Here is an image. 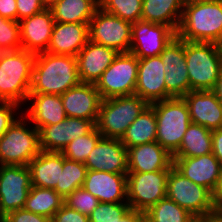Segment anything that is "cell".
Listing matches in <instances>:
<instances>
[{
	"instance_id": "4316f807",
	"label": "cell",
	"mask_w": 222,
	"mask_h": 222,
	"mask_svg": "<svg viewBox=\"0 0 222 222\" xmlns=\"http://www.w3.org/2000/svg\"><path fill=\"white\" fill-rule=\"evenodd\" d=\"M31 173L32 186L54 189L60 185L63 168L61 152L41 151L28 164Z\"/></svg>"
},
{
	"instance_id": "ac0fdd59",
	"label": "cell",
	"mask_w": 222,
	"mask_h": 222,
	"mask_svg": "<svg viewBox=\"0 0 222 222\" xmlns=\"http://www.w3.org/2000/svg\"><path fill=\"white\" fill-rule=\"evenodd\" d=\"M173 166L187 179L207 188L212 194L222 171V166L213 153L197 157H173Z\"/></svg>"
},
{
	"instance_id": "8992f818",
	"label": "cell",
	"mask_w": 222,
	"mask_h": 222,
	"mask_svg": "<svg viewBox=\"0 0 222 222\" xmlns=\"http://www.w3.org/2000/svg\"><path fill=\"white\" fill-rule=\"evenodd\" d=\"M156 115V141L173 155L191 124L187 103L182 97L170 98L150 104Z\"/></svg>"
},
{
	"instance_id": "1f68e13d",
	"label": "cell",
	"mask_w": 222,
	"mask_h": 222,
	"mask_svg": "<svg viewBox=\"0 0 222 222\" xmlns=\"http://www.w3.org/2000/svg\"><path fill=\"white\" fill-rule=\"evenodd\" d=\"M63 205L64 198L54 189L32 186L24 208L29 212L52 218Z\"/></svg>"
},
{
	"instance_id": "f6af8a7d",
	"label": "cell",
	"mask_w": 222,
	"mask_h": 222,
	"mask_svg": "<svg viewBox=\"0 0 222 222\" xmlns=\"http://www.w3.org/2000/svg\"><path fill=\"white\" fill-rule=\"evenodd\" d=\"M212 153L222 166V128L212 130Z\"/></svg>"
},
{
	"instance_id": "7402d4cb",
	"label": "cell",
	"mask_w": 222,
	"mask_h": 222,
	"mask_svg": "<svg viewBox=\"0 0 222 222\" xmlns=\"http://www.w3.org/2000/svg\"><path fill=\"white\" fill-rule=\"evenodd\" d=\"M119 54L116 50L88 41L75 56L81 83L95 84Z\"/></svg>"
},
{
	"instance_id": "ffe728a7",
	"label": "cell",
	"mask_w": 222,
	"mask_h": 222,
	"mask_svg": "<svg viewBox=\"0 0 222 222\" xmlns=\"http://www.w3.org/2000/svg\"><path fill=\"white\" fill-rule=\"evenodd\" d=\"M19 23L22 49L35 55L46 52L55 24L50 8L24 18Z\"/></svg>"
},
{
	"instance_id": "681fc988",
	"label": "cell",
	"mask_w": 222,
	"mask_h": 222,
	"mask_svg": "<svg viewBox=\"0 0 222 222\" xmlns=\"http://www.w3.org/2000/svg\"><path fill=\"white\" fill-rule=\"evenodd\" d=\"M45 8H51L55 3L61 0H41Z\"/></svg>"
},
{
	"instance_id": "f5cc1de1",
	"label": "cell",
	"mask_w": 222,
	"mask_h": 222,
	"mask_svg": "<svg viewBox=\"0 0 222 222\" xmlns=\"http://www.w3.org/2000/svg\"><path fill=\"white\" fill-rule=\"evenodd\" d=\"M206 222H222V217L219 216V217H216V218H213V219H210Z\"/></svg>"
},
{
	"instance_id": "5b68a950",
	"label": "cell",
	"mask_w": 222,
	"mask_h": 222,
	"mask_svg": "<svg viewBox=\"0 0 222 222\" xmlns=\"http://www.w3.org/2000/svg\"><path fill=\"white\" fill-rule=\"evenodd\" d=\"M19 116L0 137V165L28 166L41 152L39 131L23 114Z\"/></svg>"
},
{
	"instance_id": "f1b7e54d",
	"label": "cell",
	"mask_w": 222,
	"mask_h": 222,
	"mask_svg": "<svg viewBox=\"0 0 222 222\" xmlns=\"http://www.w3.org/2000/svg\"><path fill=\"white\" fill-rule=\"evenodd\" d=\"M99 7V0H61L50 10L55 22L89 23Z\"/></svg>"
},
{
	"instance_id": "836d02e7",
	"label": "cell",
	"mask_w": 222,
	"mask_h": 222,
	"mask_svg": "<svg viewBox=\"0 0 222 222\" xmlns=\"http://www.w3.org/2000/svg\"><path fill=\"white\" fill-rule=\"evenodd\" d=\"M86 172L87 167L83 162L69 160L63 156L60 185H56L54 190L65 199L74 190L83 186Z\"/></svg>"
},
{
	"instance_id": "816d5d0a",
	"label": "cell",
	"mask_w": 222,
	"mask_h": 222,
	"mask_svg": "<svg viewBox=\"0 0 222 222\" xmlns=\"http://www.w3.org/2000/svg\"><path fill=\"white\" fill-rule=\"evenodd\" d=\"M216 44L219 50V54L222 57V37L219 39V41Z\"/></svg>"
},
{
	"instance_id": "e575fe53",
	"label": "cell",
	"mask_w": 222,
	"mask_h": 222,
	"mask_svg": "<svg viewBox=\"0 0 222 222\" xmlns=\"http://www.w3.org/2000/svg\"><path fill=\"white\" fill-rule=\"evenodd\" d=\"M103 136L95 127L90 133L85 136L77 137L73 139L61 152L63 156L69 160L83 162L87 160L89 153L96 146L97 142Z\"/></svg>"
},
{
	"instance_id": "f907efd6",
	"label": "cell",
	"mask_w": 222,
	"mask_h": 222,
	"mask_svg": "<svg viewBox=\"0 0 222 222\" xmlns=\"http://www.w3.org/2000/svg\"><path fill=\"white\" fill-rule=\"evenodd\" d=\"M208 1H213V0H183L184 4H192L197 2H208Z\"/></svg>"
},
{
	"instance_id": "f35d334b",
	"label": "cell",
	"mask_w": 222,
	"mask_h": 222,
	"mask_svg": "<svg viewBox=\"0 0 222 222\" xmlns=\"http://www.w3.org/2000/svg\"><path fill=\"white\" fill-rule=\"evenodd\" d=\"M99 203L100 201L83 187L74 190L64 199V204L69 208L87 216L92 213Z\"/></svg>"
},
{
	"instance_id": "c3c4849f",
	"label": "cell",
	"mask_w": 222,
	"mask_h": 222,
	"mask_svg": "<svg viewBox=\"0 0 222 222\" xmlns=\"http://www.w3.org/2000/svg\"><path fill=\"white\" fill-rule=\"evenodd\" d=\"M211 91L215 94L217 100L219 101V103L222 106V71H221L218 79L216 80V83Z\"/></svg>"
},
{
	"instance_id": "9c48e42d",
	"label": "cell",
	"mask_w": 222,
	"mask_h": 222,
	"mask_svg": "<svg viewBox=\"0 0 222 222\" xmlns=\"http://www.w3.org/2000/svg\"><path fill=\"white\" fill-rule=\"evenodd\" d=\"M138 58L131 52L119 53L95 83L102 99L135 94Z\"/></svg>"
},
{
	"instance_id": "74e56055",
	"label": "cell",
	"mask_w": 222,
	"mask_h": 222,
	"mask_svg": "<svg viewBox=\"0 0 222 222\" xmlns=\"http://www.w3.org/2000/svg\"><path fill=\"white\" fill-rule=\"evenodd\" d=\"M131 208L127 202L103 203L100 202L89 215V222H117Z\"/></svg>"
},
{
	"instance_id": "ba28073f",
	"label": "cell",
	"mask_w": 222,
	"mask_h": 222,
	"mask_svg": "<svg viewBox=\"0 0 222 222\" xmlns=\"http://www.w3.org/2000/svg\"><path fill=\"white\" fill-rule=\"evenodd\" d=\"M190 91L212 90L222 71V57L216 43L185 41Z\"/></svg>"
},
{
	"instance_id": "7dc6e473",
	"label": "cell",
	"mask_w": 222,
	"mask_h": 222,
	"mask_svg": "<svg viewBox=\"0 0 222 222\" xmlns=\"http://www.w3.org/2000/svg\"><path fill=\"white\" fill-rule=\"evenodd\" d=\"M117 222H146L144 212L130 209L119 221Z\"/></svg>"
},
{
	"instance_id": "5bb4252c",
	"label": "cell",
	"mask_w": 222,
	"mask_h": 222,
	"mask_svg": "<svg viewBox=\"0 0 222 222\" xmlns=\"http://www.w3.org/2000/svg\"><path fill=\"white\" fill-rule=\"evenodd\" d=\"M175 36L176 32L167 25L142 20L134 22L129 52L138 59L158 56Z\"/></svg>"
},
{
	"instance_id": "277c9868",
	"label": "cell",
	"mask_w": 222,
	"mask_h": 222,
	"mask_svg": "<svg viewBox=\"0 0 222 222\" xmlns=\"http://www.w3.org/2000/svg\"><path fill=\"white\" fill-rule=\"evenodd\" d=\"M166 197L186 209L200 222L219 217L213 203V194L207 188L187 179L174 166L167 178Z\"/></svg>"
},
{
	"instance_id": "4fadbf2b",
	"label": "cell",
	"mask_w": 222,
	"mask_h": 222,
	"mask_svg": "<svg viewBox=\"0 0 222 222\" xmlns=\"http://www.w3.org/2000/svg\"><path fill=\"white\" fill-rule=\"evenodd\" d=\"M159 55L166 73V100L185 96L190 92L185 41L175 36Z\"/></svg>"
},
{
	"instance_id": "603a6c76",
	"label": "cell",
	"mask_w": 222,
	"mask_h": 222,
	"mask_svg": "<svg viewBox=\"0 0 222 222\" xmlns=\"http://www.w3.org/2000/svg\"><path fill=\"white\" fill-rule=\"evenodd\" d=\"M182 98L187 103L191 123L211 131L222 128V106L211 90L190 91Z\"/></svg>"
},
{
	"instance_id": "bcb514c9",
	"label": "cell",
	"mask_w": 222,
	"mask_h": 222,
	"mask_svg": "<svg viewBox=\"0 0 222 222\" xmlns=\"http://www.w3.org/2000/svg\"><path fill=\"white\" fill-rule=\"evenodd\" d=\"M213 203L217 214L221 216L222 215V171L217 188L213 192Z\"/></svg>"
},
{
	"instance_id": "b9f144b4",
	"label": "cell",
	"mask_w": 222,
	"mask_h": 222,
	"mask_svg": "<svg viewBox=\"0 0 222 222\" xmlns=\"http://www.w3.org/2000/svg\"><path fill=\"white\" fill-rule=\"evenodd\" d=\"M16 7L18 22L45 9L41 0H16Z\"/></svg>"
},
{
	"instance_id": "9a60e30c",
	"label": "cell",
	"mask_w": 222,
	"mask_h": 222,
	"mask_svg": "<svg viewBox=\"0 0 222 222\" xmlns=\"http://www.w3.org/2000/svg\"><path fill=\"white\" fill-rule=\"evenodd\" d=\"M95 127L94 121L68 116L62 122L41 127L38 130L41 151L62 152L73 139L85 136Z\"/></svg>"
},
{
	"instance_id": "ee69618b",
	"label": "cell",
	"mask_w": 222,
	"mask_h": 222,
	"mask_svg": "<svg viewBox=\"0 0 222 222\" xmlns=\"http://www.w3.org/2000/svg\"><path fill=\"white\" fill-rule=\"evenodd\" d=\"M0 15L6 19L17 21L16 0H0Z\"/></svg>"
},
{
	"instance_id": "ab89813d",
	"label": "cell",
	"mask_w": 222,
	"mask_h": 222,
	"mask_svg": "<svg viewBox=\"0 0 222 222\" xmlns=\"http://www.w3.org/2000/svg\"><path fill=\"white\" fill-rule=\"evenodd\" d=\"M20 105L8 102L0 101V137L8 130V128L17 120L19 115ZM18 109V113H16Z\"/></svg>"
},
{
	"instance_id": "2e32d148",
	"label": "cell",
	"mask_w": 222,
	"mask_h": 222,
	"mask_svg": "<svg viewBox=\"0 0 222 222\" xmlns=\"http://www.w3.org/2000/svg\"><path fill=\"white\" fill-rule=\"evenodd\" d=\"M165 74L160 55L138 59L135 95L149 105L166 100Z\"/></svg>"
},
{
	"instance_id": "d4e9b609",
	"label": "cell",
	"mask_w": 222,
	"mask_h": 222,
	"mask_svg": "<svg viewBox=\"0 0 222 222\" xmlns=\"http://www.w3.org/2000/svg\"><path fill=\"white\" fill-rule=\"evenodd\" d=\"M88 24L55 22L46 52L76 56L89 41Z\"/></svg>"
},
{
	"instance_id": "484cf974",
	"label": "cell",
	"mask_w": 222,
	"mask_h": 222,
	"mask_svg": "<svg viewBox=\"0 0 222 222\" xmlns=\"http://www.w3.org/2000/svg\"><path fill=\"white\" fill-rule=\"evenodd\" d=\"M27 102H31V106L27 107V113L24 115L27 114L25 117L37 130L62 122L67 117L61 95L29 94Z\"/></svg>"
},
{
	"instance_id": "cb8c5ba5",
	"label": "cell",
	"mask_w": 222,
	"mask_h": 222,
	"mask_svg": "<svg viewBox=\"0 0 222 222\" xmlns=\"http://www.w3.org/2000/svg\"><path fill=\"white\" fill-rule=\"evenodd\" d=\"M128 172L170 170L172 155L157 141L127 148Z\"/></svg>"
},
{
	"instance_id": "8d00e7d4",
	"label": "cell",
	"mask_w": 222,
	"mask_h": 222,
	"mask_svg": "<svg viewBox=\"0 0 222 222\" xmlns=\"http://www.w3.org/2000/svg\"><path fill=\"white\" fill-rule=\"evenodd\" d=\"M20 49H22L20 23L0 15V51L7 52Z\"/></svg>"
},
{
	"instance_id": "52a82bcc",
	"label": "cell",
	"mask_w": 222,
	"mask_h": 222,
	"mask_svg": "<svg viewBox=\"0 0 222 222\" xmlns=\"http://www.w3.org/2000/svg\"><path fill=\"white\" fill-rule=\"evenodd\" d=\"M149 104L138 95L103 99L96 127L105 138L121 139Z\"/></svg>"
},
{
	"instance_id": "30bf717a",
	"label": "cell",
	"mask_w": 222,
	"mask_h": 222,
	"mask_svg": "<svg viewBox=\"0 0 222 222\" xmlns=\"http://www.w3.org/2000/svg\"><path fill=\"white\" fill-rule=\"evenodd\" d=\"M170 170L153 172H128L127 203L131 209L146 212L166 197L167 178Z\"/></svg>"
},
{
	"instance_id": "44dd1931",
	"label": "cell",
	"mask_w": 222,
	"mask_h": 222,
	"mask_svg": "<svg viewBox=\"0 0 222 222\" xmlns=\"http://www.w3.org/2000/svg\"><path fill=\"white\" fill-rule=\"evenodd\" d=\"M82 187L100 202H127V174L87 170Z\"/></svg>"
},
{
	"instance_id": "6da1fadb",
	"label": "cell",
	"mask_w": 222,
	"mask_h": 222,
	"mask_svg": "<svg viewBox=\"0 0 222 222\" xmlns=\"http://www.w3.org/2000/svg\"><path fill=\"white\" fill-rule=\"evenodd\" d=\"M80 83L75 56L49 52L35 55L30 94L62 95Z\"/></svg>"
},
{
	"instance_id": "7c38bea8",
	"label": "cell",
	"mask_w": 222,
	"mask_h": 222,
	"mask_svg": "<svg viewBox=\"0 0 222 222\" xmlns=\"http://www.w3.org/2000/svg\"><path fill=\"white\" fill-rule=\"evenodd\" d=\"M31 187L28 166L0 165V220L25 207Z\"/></svg>"
},
{
	"instance_id": "4dcf8cb0",
	"label": "cell",
	"mask_w": 222,
	"mask_h": 222,
	"mask_svg": "<svg viewBox=\"0 0 222 222\" xmlns=\"http://www.w3.org/2000/svg\"><path fill=\"white\" fill-rule=\"evenodd\" d=\"M212 153V131L199 124L191 123L179 149L172 157H197Z\"/></svg>"
},
{
	"instance_id": "d6a6232c",
	"label": "cell",
	"mask_w": 222,
	"mask_h": 222,
	"mask_svg": "<svg viewBox=\"0 0 222 222\" xmlns=\"http://www.w3.org/2000/svg\"><path fill=\"white\" fill-rule=\"evenodd\" d=\"M146 222H200L186 209L165 197L144 212Z\"/></svg>"
},
{
	"instance_id": "d590c367",
	"label": "cell",
	"mask_w": 222,
	"mask_h": 222,
	"mask_svg": "<svg viewBox=\"0 0 222 222\" xmlns=\"http://www.w3.org/2000/svg\"><path fill=\"white\" fill-rule=\"evenodd\" d=\"M143 0H99L100 8L131 23L141 20Z\"/></svg>"
},
{
	"instance_id": "e0dca14e",
	"label": "cell",
	"mask_w": 222,
	"mask_h": 222,
	"mask_svg": "<svg viewBox=\"0 0 222 222\" xmlns=\"http://www.w3.org/2000/svg\"><path fill=\"white\" fill-rule=\"evenodd\" d=\"M84 164L87 170L128 174L127 148L120 139L102 137Z\"/></svg>"
},
{
	"instance_id": "83f0119b",
	"label": "cell",
	"mask_w": 222,
	"mask_h": 222,
	"mask_svg": "<svg viewBox=\"0 0 222 222\" xmlns=\"http://www.w3.org/2000/svg\"><path fill=\"white\" fill-rule=\"evenodd\" d=\"M183 8V0H143L141 20L167 25L177 32Z\"/></svg>"
},
{
	"instance_id": "7bdbcfd3",
	"label": "cell",
	"mask_w": 222,
	"mask_h": 222,
	"mask_svg": "<svg viewBox=\"0 0 222 222\" xmlns=\"http://www.w3.org/2000/svg\"><path fill=\"white\" fill-rule=\"evenodd\" d=\"M51 222H89V216L64 204L51 218Z\"/></svg>"
},
{
	"instance_id": "3957f363",
	"label": "cell",
	"mask_w": 222,
	"mask_h": 222,
	"mask_svg": "<svg viewBox=\"0 0 222 222\" xmlns=\"http://www.w3.org/2000/svg\"><path fill=\"white\" fill-rule=\"evenodd\" d=\"M35 54L20 49L0 53V101L24 104L30 94Z\"/></svg>"
},
{
	"instance_id": "d6986e66",
	"label": "cell",
	"mask_w": 222,
	"mask_h": 222,
	"mask_svg": "<svg viewBox=\"0 0 222 222\" xmlns=\"http://www.w3.org/2000/svg\"><path fill=\"white\" fill-rule=\"evenodd\" d=\"M68 117L82 118L97 123L102 97L93 83H80L61 95Z\"/></svg>"
},
{
	"instance_id": "f546056e",
	"label": "cell",
	"mask_w": 222,
	"mask_h": 222,
	"mask_svg": "<svg viewBox=\"0 0 222 222\" xmlns=\"http://www.w3.org/2000/svg\"><path fill=\"white\" fill-rule=\"evenodd\" d=\"M156 135L157 121L155 111L151 105H148L127 128L120 140L126 148H131L156 141Z\"/></svg>"
},
{
	"instance_id": "60d3db41",
	"label": "cell",
	"mask_w": 222,
	"mask_h": 222,
	"mask_svg": "<svg viewBox=\"0 0 222 222\" xmlns=\"http://www.w3.org/2000/svg\"><path fill=\"white\" fill-rule=\"evenodd\" d=\"M0 222H51V218L29 212L25 208L10 212Z\"/></svg>"
},
{
	"instance_id": "7a4b0ae2",
	"label": "cell",
	"mask_w": 222,
	"mask_h": 222,
	"mask_svg": "<svg viewBox=\"0 0 222 222\" xmlns=\"http://www.w3.org/2000/svg\"><path fill=\"white\" fill-rule=\"evenodd\" d=\"M176 36L188 42L217 43L222 37V0L184 4Z\"/></svg>"
},
{
	"instance_id": "8fae6325",
	"label": "cell",
	"mask_w": 222,
	"mask_h": 222,
	"mask_svg": "<svg viewBox=\"0 0 222 222\" xmlns=\"http://www.w3.org/2000/svg\"><path fill=\"white\" fill-rule=\"evenodd\" d=\"M132 24L99 7L88 24L89 40L119 53L129 52Z\"/></svg>"
}]
</instances>
